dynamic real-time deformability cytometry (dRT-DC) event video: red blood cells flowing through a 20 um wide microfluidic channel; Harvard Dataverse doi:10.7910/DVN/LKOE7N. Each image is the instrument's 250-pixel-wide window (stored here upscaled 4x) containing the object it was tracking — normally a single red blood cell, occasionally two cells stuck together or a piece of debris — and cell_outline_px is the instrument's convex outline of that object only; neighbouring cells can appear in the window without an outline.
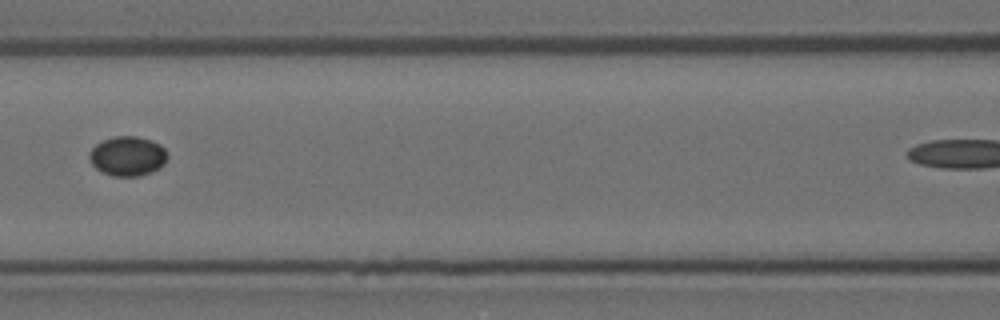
{"species": "Egyptian fruit bat (a non-hibernating species)", "species_latin": "Rousettus aegyptiacus", "temperature_condition": "room temperature", "stored_images_in_passage": 5, "segment_of_instrument_passage": [1, 2], "camera_frame_rate_fps": 3000, "um_per_image_px": 0.085, "animal": {"sex": "female"}, "frame": {"image": 1, "passage_image": 4, "time_ms": 1.0, "image_size_px": [1000, 320], "cell_outline_px": [[168, 156], [164, 164], [160, 168], [152, 172], [140, 176], [112, 176], [100, 172], [92, 164], [88, 156], [92, 148], [96, 144], [104, 140], [116, 136], [136, 136], [160, 144], [164, 148]], "centroid_in_image_um": [10.85, 13.29], "position_along_channel_um": 155.8, "area_um2": 18.03}}